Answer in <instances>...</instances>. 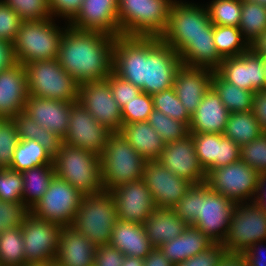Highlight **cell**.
Listing matches in <instances>:
<instances>
[{"label":"cell","mask_w":266,"mask_h":266,"mask_svg":"<svg viewBox=\"0 0 266 266\" xmlns=\"http://www.w3.org/2000/svg\"><path fill=\"white\" fill-rule=\"evenodd\" d=\"M112 71L142 92L154 94L173 87L182 66L178 53L160 37H115Z\"/></svg>","instance_id":"cell-1"},{"label":"cell","mask_w":266,"mask_h":266,"mask_svg":"<svg viewBox=\"0 0 266 266\" xmlns=\"http://www.w3.org/2000/svg\"><path fill=\"white\" fill-rule=\"evenodd\" d=\"M115 37L68 26L60 40V66L80 85L106 80L112 73Z\"/></svg>","instance_id":"cell-2"},{"label":"cell","mask_w":266,"mask_h":266,"mask_svg":"<svg viewBox=\"0 0 266 266\" xmlns=\"http://www.w3.org/2000/svg\"><path fill=\"white\" fill-rule=\"evenodd\" d=\"M235 205L228 197L201 183L191 185L172 209L187 225L195 226L221 244L227 236Z\"/></svg>","instance_id":"cell-3"},{"label":"cell","mask_w":266,"mask_h":266,"mask_svg":"<svg viewBox=\"0 0 266 266\" xmlns=\"http://www.w3.org/2000/svg\"><path fill=\"white\" fill-rule=\"evenodd\" d=\"M55 21L54 18H49L21 23L12 43L16 62L24 65L58 57L60 40L69 24L66 22L67 26L61 28Z\"/></svg>","instance_id":"cell-4"},{"label":"cell","mask_w":266,"mask_h":266,"mask_svg":"<svg viewBox=\"0 0 266 266\" xmlns=\"http://www.w3.org/2000/svg\"><path fill=\"white\" fill-rule=\"evenodd\" d=\"M175 0H118L121 35L160 37Z\"/></svg>","instance_id":"cell-5"},{"label":"cell","mask_w":266,"mask_h":266,"mask_svg":"<svg viewBox=\"0 0 266 266\" xmlns=\"http://www.w3.org/2000/svg\"><path fill=\"white\" fill-rule=\"evenodd\" d=\"M53 163L56 176L83 195L104 190L99 155L63 143Z\"/></svg>","instance_id":"cell-6"},{"label":"cell","mask_w":266,"mask_h":266,"mask_svg":"<svg viewBox=\"0 0 266 266\" xmlns=\"http://www.w3.org/2000/svg\"><path fill=\"white\" fill-rule=\"evenodd\" d=\"M145 160L120 132L112 133L100 154L102 182L105 190L138 181L143 176Z\"/></svg>","instance_id":"cell-7"},{"label":"cell","mask_w":266,"mask_h":266,"mask_svg":"<svg viewBox=\"0 0 266 266\" xmlns=\"http://www.w3.org/2000/svg\"><path fill=\"white\" fill-rule=\"evenodd\" d=\"M117 221L113 195L104 189L83 196L72 227L98 247L110 243Z\"/></svg>","instance_id":"cell-8"},{"label":"cell","mask_w":266,"mask_h":266,"mask_svg":"<svg viewBox=\"0 0 266 266\" xmlns=\"http://www.w3.org/2000/svg\"><path fill=\"white\" fill-rule=\"evenodd\" d=\"M28 92L31 96L65 102H77L79 84L61 66L51 59L24 64Z\"/></svg>","instance_id":"cell-9"},{"label":"cell","mask_w":266,"mask_h":266,"mask_svg":"<svg viewBox=\"0 0 266 266\" xmlns=\"http://www.w3.org/2000/svg\"><path fill=\"white\" fill-rule=\"evenodd\" d=\"M214 33L206 6L174 1L172 3L168 25L160 39L179 53L191 39Z\"/></svg>","instance_id":"cell-10"},{"label":"cell","mask_w":266,"mask_h":266,"mask_svg":"<svg viewBox=\"0 0 266 266\" xmlns=\"http://www.w3.org/2000/svg\"><path fill=\"white\" fill-rule=\"evenodd\" d=\"M258 241L266 242V213L254 201L236 204L221 244L227 252L243 253Z\"/></svg>","instance_id":"cell-11"},{"label":"cell","mask_w":266,"mask_h":266,"mask_svg":"<svg viewBox=\"0 0 266 266\" xmlns=\"http://www.w3.org/2000/svg\"><path fill=\"white\" fill-rule=\"evenodd\" d=\"M25 266L49 265L55 262L62 226L39 219L31 212L21 224Z\"/></svg>","instance_id":"cell-12"},{"label":"cell","mask_w":266,"mask_h":266,"mask_svg":"<svg viewBox=\"0 0 266 266\" xmlns=\"http://www.w3.org/2000/svg\"><path fill=\"white\" fill-rule=\"evenodd\" d=\"M259 173L242 160L210 169L206 173V184L210 189L228 197L235 204L254 201Z\"/></svg>","instance_id":"cell-13"},{"label":"cell","mask_w":266,"mask_h":266,"mask_svg":"<svg viewBox=\"0 0 266 266\" xmlns=\"http://www.w3.org/2000/svg\"><path fill=\"white\" fill-rule=\"evenodd\" d=\"M83 196L71 184L55 176L43 197L30 212L39 219L62 227L72 226Z\"/></svg>","instance_id":"cell-14"},{"label":"cell","mask_w":266,"mask_h":266,"mask_svg":"<svg viewBox=\"0 0 266 266\" xmlns=\"http://www.w3.org/2000/svg\"><path fill=\"white\" fill-rule=\"evenodd\" d=\"M78 101L101 125L111 132L122 129V108L110 89V76L106 80L79 85Z\"/></svg>","instance_id":"cell-15"},{"label":"cell","mask_w":266,"mask_h":266,"mask_svg":"<svg viewBox=\"0 0 266 266\" xmlns=\"http://www.w3.org/2000/svg\"><path fill=\"white\" fill-rule=\"evenodd\" d=\"M112 133L95 120L79 101L71 104L69 127L63 138L64 144L100 156Z\"/></svg>","instance_id":"cell-16"},{"label":"cell","mask_w":266,"mask_h":266,"mask_svg":"<svg viewBox=\"0 0 266 266\" xmlns=\"http://www.w3.org/2000/svg\"><path fill=\"white\" fill-rule=\"evenodd\" d=\"M142 179L151 192L156 209L174 208L192 185L158 161H145Z\"/></svg>","instance_id":"cell-17"},{"label":"cell","mask_w":266,"mask_h":266,"mask_svg":"<svg viewBox=\"0 0 266 266\" xmlns=\"http://www.w3.org/2000/svg\"><path fill=\"white\" fill-rule=\"evenodd\" d=\"M225 80L239 88L253 91H265L266 68L262 56L251 49L230 58H225L216 70Z\"/></svg>","instance_id":"cell-18"},{"label":"cell","mask_w":266,"mask_h":266,"mask_svg":"<svg viewBox=\"0 0 266 266\" xmlns=\"http://www.w3.org/2000/svg\"><path fill=\"white\" fill-rule=\"evenodd\" d=\"M110 192L119 220L144 224L156 209L151 192L142 178L117 186Z\"/></svg>","instance_id":"cell-19"},{"label":"cell","mask_w":266,"mask_h":266,"mask_svg":"<svg viewBox=\"0 0 266 266\" xmlns=\"http://www.w3.org/2000/svg\"><path fill=\"white\" fill-rule=\"evenodd\" d=\"M158 162L192 185L206 182V172L199 163L191 135L166 143Z\"/></svg>","instance_id":"cell-20"},{"label":"cell","mask_w":266,"mask_h":266,"mask_svg":"<svg viewBox=\"0 0 266 266\" xmlns=\"http://www.w3.org/2000/svg\"><path fill=\"white\" fill-rule=\"evenodd\" d=\"M69 26L81 31L120 36L118 0H83L78 14Z\"/></svg>","instance_id":"cell-21"},{"label":"cell","mask_w":266,"mask_h":266,"mask_svg":"<svg viewBox=\"0 0 266 266\" xmlns=\"http://www.w3.org/2000/svg\"><path fill=\"white\" fill-rule=\"evenodd\" d=\"M201 167L207 173L210 169L235 163L240 160V146L234 141L216 133H190Z\"/></svg>","instance_id":"cell-22"},{"label":"cell","mask_w":266,"mask_h":266,"mask_svg":"<svg viewBox=\"0 0 266 266\" xmlns=\"http://www.w3.org/2000/svg\"><path fill=\"white\" fill-rule=\"evenodd\" d=\"M213 70L181 66L173 83L175 93L191 116L212 87Z\"/></svg>","instance_id":"cell-23"},{"label":"cell","mask_w":266,"mask_h":266,"mask_svg":"<svg viewBox=\"0 0 266 266\" xmlns=\"http://www.w3.org/2000/svg\"><path fill=\"white\" fill-rule=\"evenodd\" d=\"M28 97L24 65L16 62L0 71V118H13L24 111Z\"/></svg>","instance_id":"cell-24"},{"label":"cell","mask_w":266,"mask_h":266,"mask_svg":"<svg viewBox=\"0 0 266 266\" xmlns=\"http://www.w3.org/2000/svg\"><path fill=\"white\" fill-rule=\"evenodd\" d=\"M72 103L29 95L24 111L41 127L64 138L69 127Z\"/></svg>","instance_id":"cell-25"},{"label":"cell","mask_w":266,"mask_h":266,"mask_svg":"<svg viewBox=\"0 0 266 266\" xmlns=\"http://www.w3.org/2000/svg\"><path fill=\"white\" fill-rule=\"evenodd\" d=\"M96 246L74 227H62L56 266H94Z\"/></svg>","instance_id":"cell-26"},{"label":"cell","mask_w":266,"mask_h":266,"mask_svg":"<svg viewBox=\"0 0 266 266\" xmlns=\"http://www.w3.org/2000/svg\"><path fill=\"white\" fill-rule=\"evenodd\" d=\"M229 114L219 95L211 87L191 115L189 132L223 134Z\"/></svg>","instance_id":"cell-27"},{"label":"cell","mask_w":266,"mask_h":266,"mask_svg":"<svg viewBox=\"0 0 266 266\" xmlns=\"http://www.w3.org/2000/svg\"><path fill=\"white\" fill-rule=\"evenodd\" d=\"M215 244L198 228L188 225L182 234L159 248L163 254L175 265L203 252Z\"/></svg>","instance_id":"cell-28"},{"label":"cell","mask_w":266,"mask_h":266,"mask_svg":"<svg viewBox=\"0 0 266 266\" xmlns=\"http://www.w3.org/2000/svg\"><path fill=\"white\" fill-rule=\"evenodd\" d=\"M109 244L120 250L125 256L142 259L153 249L143 224L126 222L119 219L114 225Z\"/></svg>","instance_id":"cell-29"},{"label":"cell","mask_w":266,"mask_h":266,"mask_svg":"<svg viewBox=\"0 0 266 266\" xmlns=\"http://www.w3.org/2000/svg\"><path fill=\"white\" fill-rule=\"evenodd\" d=\"M120 133L145 161H158L165 143L147 121L122 124Z\"/></svg>","instance_id":"cell-30"},{"label":"cell","mask_w":266,"mask_h":266,"mask_svg":"<svg viewBox=\"0 0 266 266\" xmlns=\"http://www.w3.org/2000/svg\"><path fill=\"white\" fill-rule=\"evenodd\" d=\"M148 240L153 247L177 238L188 226L173 209H155L143 224Z\"/></svg>","instance_id":"cell-31"},{"label":"cell","mask_w":266,"mask_h":266,"mask_svg":"<svg viewBox=\"0 0 266 266\" xmlns=\"http://www.w3.org/2000/svg\"><path fill=\"white\" fill-rule=\"evenodd\" d=\"M178 55L182 65L190 68H206L216 71L223 61L216 51L213 33L191 39Z\"/></svg>","instance_id":"cell-32"},{"label":"cell","mask_w":266,"mask_h":266,"mask_svg":"<svg viewBox=\"0 0 266 266\" xmlns=\"http://www.w3.org/2000/svg\"><path fill=\"white\" fill-rule=\"evenodd\" d=\"M12 120L21 140L37 141L53 157L58 153L63 144V138L58 134L41 127L25 111H20Z\"/></svg>","instance_id":"cell-33"},{"label":"cell","mask_w":266,"mask_h":266,"mask_svg":"<svg viewBox=\"0 0 266 266\" xmlns=\"http://www.w3.org/2000/svg\"><path fill=\"white\" fill-rule=\"evenodd\" d=\"M23 178V203L31 209L43 197L56 176L54 164L36 166L21 172Z\"/></svg>","instance_id":"cell-34"},{"label":"cell","mask_w":266,"mask_h":266,"mask_svg":"<svg viewBox=\"0 0 266 266\" xmlns=\"http://www.w3.org/2000/svg\"><path fill=\"white\" fill-rule=\"evenodd\" d=\"M212 88L230 113L252 111L254 92L239 88L213 72Z\"/></svg>","instance_id":"cell-35"},{"label":"cell","mask_w":266,"mask_h":266,"mask_svg":"<svg viewBox=\"0 0 266 266\" xmlns=\"http://www.w3.org/2000/svg\"><path fill=\"white\" fill-rule=\"evenodd\" d=\"M263 132L259 122L250 111L230 113L223 134L237 145L242 146L254 141Z\"/></svg>","instance_id":"cell-36"},{"label":"cell","mask_w":266,"mask_h":266,"mask_svg":"<svg viewBox=\"0 0 266 266\" xmlns=\"http://www.w3.org/2000/svg\"><path fill=\"white\" fill-rule=\"evenodd\" d=\"M45 164H54L53 156L37 141L20 139L14 151L10 169L23 172Z\"/></svg>","instance_id":"cell-37"},{"label":"cell","mask_w":266,"mask_h":266,"mask_svg":"<svg viewBox=\"0 0 266 266\" xmlns=\"http://www.w3.org/2000/svg\"><path fill=\"white\" fill-rule=\"evenodd\" d=\"M214 44L222 59L239 56L250 49L238 27L214 25Z\"/></svg>","instance_id":"cell-38"},{"label":"cell","mask_w":266,"mask_h":266,"mask_svg":"<svg viewBox=\"0 0 266 266\" xmlns=\"http://www.w3.org/2000/svg\"><path fill=\"white\" fill-rule=\"evenodd\" d=\"M238 28L242 37L251 45L266 30V7L252 1H242Z\"/></svg>","instance_id":"cell-39"},{"label":"cell","mask_w":266,"mask_h":266,"mask_svg":"<svg viewBox=\"0 0 266 266\" xmlns=\"http://www.w3.org/2000/svg\"><path fill=\"white\" fill-rule=\"evenodd\" d=\"M0 266H25L21 226L0 232Z\"/></svg>","instance_id":"cell-40"},{"label":"cell","mask_w":266,"mask_h":266,"mask_svg":"<svg viewBox=\"0 0 266 266\" xmlns=\"http://www.w3.org/2000/svg\"><path fill=\"white\" fill-rule=\"evenodd\" d=\"M206 9L213 25L239 26L242 0H212L206 4Z\"/></svg>","instance_id":"cell-41"},{"label":"cell","mask_w":266,"mask_h":266,"mask_svg":"<svg viewBox=\"0 0 266 266\" xmlns=\"http://www.w3.org/2000/svg\"><path fill=\"white\" fill-rule=\"evenodd\" d=\"M147 122L160 135L165 144L182 140L190 135L189 126L186 123L175 120L155 109L148 117Z\"/></svg>","instance_id":"cell-42"},{"label":"cell","mask_w":266,"mask_h":266,"mask_svg":"<svg viewBox=\"0 0 266 266\" xmlns=\"http://www.w3.org/2000/svg\"><path fill=\"white\" fill-rule=\"evenodd\" d=\"M155 110L163 112L165 115L186 123L191 122V116L177 97L173 87L151 95Z\"/></svg>","instance_id":"cell-43"},{"label":"cell","mask_w":266,"mask_h":266,"mask_svg":"<svg viewBox=\"0 0 266 266\" xmlns=\"http://www.w3.org/2000/svg\"><path fill=\"white\" fill-rule=\"evenodd\" d=\"M23 21H40L52 18L49 0H1Z\"/></svg>","instance_id":"cell-44"},{"label":"cell","mask_w":266,"mask_h":266,"mask_svg":"<svg viewBox=\"0 0 266 266\" xmlns=\"http://www.w3.org/2000/svg\"><path fill=\"white\" fill-rule=\"evenodd\" d=\"M19 141L12 118H0V168H10Z\"/></svg>","instance_id":"cell-45"},{"label":"cell","mask_w":266,"mask_h":266,"mask_svg":"<svg viewBox=\"0 0 266 266\" xmlns=\"http://www.w3.org/2000/svg\"><path fill=\"white\" fill-rule=\"evenodd\" d=\"M240 160L259 174H266V132L254 141L240 146Z\"/></svg>","instance_id":"cell-46"},{"label":"cell","mask_w":266,"mask_h":266,"mask_svg":"<svg viewBox=\"0 0 266 266\" xmlns=\"http://www.w3.org/2000/svg\"><path fill=\"white\" fill-rule=\"evenodd\" d=\"M153 99L150 94L141 92L129 103L122 107V123L147 121L153 112Z\"/></svg>","instance_id":"cell-47"},{"label":"cell","mask_w":266,"mask_h":266,"mask_svg":"<svg viewBox=\"0 0 266 266\" xmlns=\"http://www.w3.org/2000/svg\"><path fill=\"white\" fill-rule=\"evenodd\" d=\"M23 178L21 172L0 168V200L23 202Z\"/></svg>","instance_id":"cell-48"},{"label":"cell","mask_w":266,"mask_h":266,"mask_svg":"<svg viewBox=\"0 0 266 266\" xmlns=\"http://www.w3.org/2000/svg\"><path fill=\"white\" fill-rule=\"evenodd\" d=\"M29 213L30 209L23 202L0 200V232L20 227Z\"/></svg>","instance_id":"cell-49"},{"label":"cell","mask_w":266,"mask_h":266,"mask_svg":"<svg viewBox=\"0 0 266 266\" xmlns=\"http://www.w3.org/2000/svg\"><path fill=\"white\" fill-rule=\"evenodd\" d=\"M22 22L21 17L0 0V39L13 43Z\"/></svg>","instance_id":"cell-50"},{"label":"cell","mask_w":266,"mask_h":266,"mask_svg":"<svg viewBox=\"0 0 266 266\" xmlns=\"http://www.w3.org/2000/svg\"><path fill=\"white\" fill-rule=\"evenodd\" d=\"M110 89L121 108L142 92L139 87L118 77L113 71L110 74Z\"/></svg>","instance_id":"cell-51"},{"label":"cell","mask_w":266,"mask_h":266,"mask_svg":"<svg viewBox=\"0 0 266 266\" xmlns=\"http://www.w3.org/2000/svg\"><path fill=\"white\" fill-rule=\"evenodd\" d=\"M226 252L227 250L222 244L215 243L209 249L174 266H218Z\"/></svg>","instance_id":"cell-52"},{"label":"cell","mask_w":266,"mask_h":266,"mask_svg":"<svg viewBox=\"0 0 266 266\" xmlns=\"http://www.w3.org/2000/svg\"><path fill=\"white\" fill-rule=\"evenodd\" d=\"M83 0H49L51 16L60 17L70 23L78 14Z\"/></svg>","instance_id":"cell-53"},{"label":"cell","mask_w":266,"mask_h":266,"mask_svg":"<svg viewBox=\"0 0 266 266\" xmlns=\"http://www.w3.org/2000/svg\"><path fill=\"white\" fill-rule=\"evenodd\" d=\"M123 261L124 254L110 244L96 248L94 266H122Z\"/></svg>","instance_id":"cell-54"},{"label":"cell","mask_w":266,"mask_h":266,"mask_svg":"<svg viewBox=\"0 0 266 266\" xmlns=\"http://www.w3.org/2000/svg\"><path fill=\"white\" fill-rule=\"evenodd\" d=\"M262 243L263 241L255 242L242 253L247 266H266V253L261 252L264 250L261 249Z\"/></svg>","instance_id":"cell-55"},{"label":"cell","mask_w":266,"mask_h":266,"mask_svg":"<svg viewBox=\"0 0 266 266\" xmlns=\"http://www.w3.org/2000/svg\"><path fill=\"white\" fill-rule=\"evenodd\" d=\"M252 113L266 132V90L256 91L253 97Z\"/></svg>","instance_id":"cell-56"},{"label":"cell","mask_w":266,"mask_h":266,"mask_svg":"<svg viewBox=\"0 0 266 266\" xmlns=\"http://www.w3.org/2000/svg\"><path fill=\"white\" fill-rule=\"evenodd\" d=\"M16 63L12 43L0 39V71Z\"/></svg>","instance_id":"cell-57"},{"label":"cell","mask_w":266,"mask_h":266,"mask_svg":"<svg viewBox=\"0 0 266 266\" xmlns=\"http://www.w3.org/2000/svg\"><path fill=\"white\" fill-rule=\"evenodd\" d=\"M144 266H174L158 247L153 249L144 258Z\"/></svg>","instance_id":"cell-58"},{"label":"cell","mask_w":266,"mask_h":266,"mask_svg":"<svg viewBox=\"0 0 266 266\" xmlns=\"http://www.w3.org/2000/svg\"><path fill=\"white\" fill-rule=\"evenodd\" d=\"M254 202L266 213V174H259Z\"/></svg>","instance_id":"cell-59"},{"label":"cell","mask_w":266,"mask_h":266,"mask_svg":"<svg viewBox=\"0 0 266 266\" xmlns=\"http://www.w3.org/2000/svg\"><path fill=\"white\" fill-rule=\"evenodd\" d=\"M218 266H247L242 253L226 252Z\"/></svg>","instance_id":"cell-60"},{"label":"cell","mask_w":266,"mask_h":266,"mask_svg":"<svg viewBox=\"0 0 266 266\" xmlns=\"http://www.w3.org/2000/svg\"><path fill=\"white\" fill-rule=\"evenodd\" d=\"M250 49L259 56H266V30H264L250 45Z\"/></svg>","instance_id":"cell-61"},{"label":"cell","mask_w":266,"mask_h":266,"mask_svg":"<svg viewBox=\"0 0 266 266\" xmlns=\"http://www.w3.org/2000/svg\"><path fill=\"white\" fill-rule=\"evenodd\" d=\"M122 266H144V259L124 255V261Z\"/></svg>","instance_id":"cell-62"},{"label":"cell","mask_w":266,"mask_h":266,"mask_svg":"<svg viewBox=\"0 0 266 266\" xmlns=\"http://www.w3.org/2000/svg\"><path fill=\"white\" fill-rule=\"evenodd\" d=\"M242 1H252V2H256L262 6L266 7V0H242Z\"/></svg>","instance_id":"cell-63"},{"label":"cell","mask_w":266,"mask_h":266,"mask_svg":"<svg viewBox=\"0 0 266 266\" xmlns=\"http://www.w3.org/2000/svg\"><path fill=\"white\" fill-rule=\"evenodd\" d=\"M262 57H263L264 65H265V68H266V56H262ZM265 81H266V72H265Z\"/></svg>","instance_id":"cell-64"},{"label":"cell","mask_w":266,"mask_h":266,"mask_svg":"<svg viewBox=\"0 0 266 266\" xmlns=\"http://www.w3.org/2000/svg\"><path fill=\"white\" fill-rule=\"evenodd\" d=\"M38 266H55V264L52 263V264H49V265H38Z\"/></svg>","instance_id":"cell-65"}]
</instances>
